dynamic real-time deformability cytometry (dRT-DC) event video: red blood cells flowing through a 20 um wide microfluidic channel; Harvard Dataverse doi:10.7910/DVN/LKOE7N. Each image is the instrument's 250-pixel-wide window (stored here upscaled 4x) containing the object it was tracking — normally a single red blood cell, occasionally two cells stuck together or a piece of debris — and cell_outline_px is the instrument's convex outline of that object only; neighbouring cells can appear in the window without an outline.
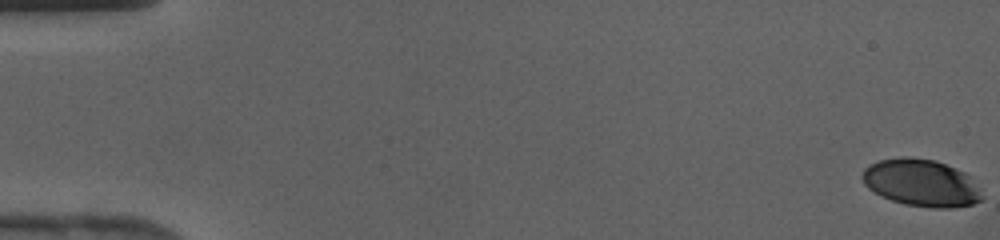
{"species": "human", "species_latin": "Homo sapiens", "temperature_condition": "cold", "stored_images_in_passage": 44, "camera_frame_rate_fps": 3000, "um_per_image_px": 0.085, "donor": {"sex": "female"}, "frame": {"image": 1, "passage_image": 1, "time_ms": 0.0, "image_size_px": [1000, 240], "cell_outline_px": [[980, 200], [972, 204], [952, 208], [932, 208], [904, 204], [892, 200], [868, 188], [864, 184], [860, 176], [864, 168], [868, 164], [880, 160], [904, 156], [908, 156], [936, 160], [956, 168], [964, 172], [968, 176], [976, 188], [980, 196]], "centroid_in_image_um": [78.23, 15.52], "position_along_channel_um": 6.8, "area_um2": 32.6}}
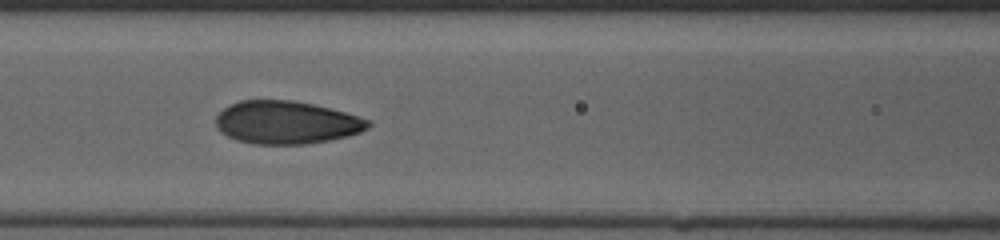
{"frame": {"image": 2, "passage_image": 20, "time_ms": 6.333, "image_size_px": [1000, 240], "cell_outline_px": [[372, 124], [368, 128], [360, 132], [348, 136], [332, 140], [308, 144], [252, 144], [236, 140], [220, 132], [216, 128], [216, 116], [224, 108], [240, 100], [292, 100], [312, 104], [344, 112], [368, 120]], "centroid_in_image_um": [24.32, 10.42], "position_along_channel_um": 142.3, "area_um2": 38.09}}
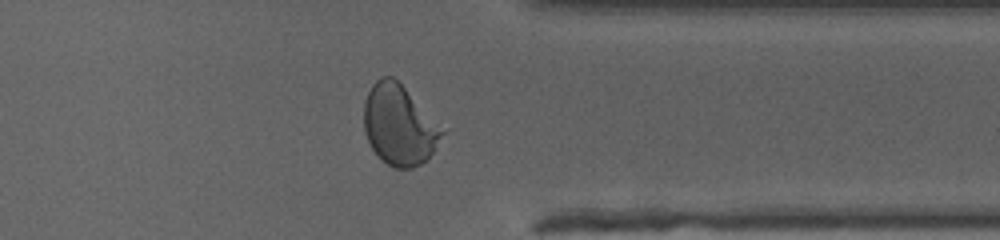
{"frame": {"image": 3, "passage_image": 35, "time_ms": 11.333, "image_size_px": [1000, 240], "cell_outline_px": [[448, 128], [432, 152], [420, 164], [412, 168], [392, 168], [380, 160], [372, 148], [364, 132], [364, 104], [368, 92], [372, 84], [380, 76], [392, 76]], "centroid_in_image_um": [33.96, 10.62], "position_along_channel_um": 377.4, "area_um2": 37.11}}